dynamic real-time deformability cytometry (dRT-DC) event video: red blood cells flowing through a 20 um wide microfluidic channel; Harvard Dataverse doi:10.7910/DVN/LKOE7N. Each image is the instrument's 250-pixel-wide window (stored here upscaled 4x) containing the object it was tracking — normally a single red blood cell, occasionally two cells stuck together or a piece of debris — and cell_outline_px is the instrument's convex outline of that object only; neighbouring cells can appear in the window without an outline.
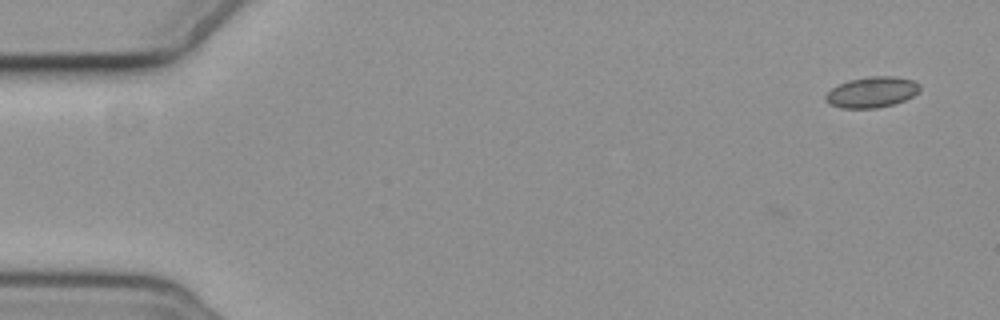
{"species": "common noctule bat (a hibernating species)", "species_latin": "Nyctalus noctula", "temperature_condition": "cold", "stored_images_in_passage": 5, "camera_frame_rate_fps": 3000, "um_per_image_px": 0.085, "animal": {"sex": "female", "body_mass_g": 19.3, "forearm_length_mm": 54.1}, "frame": {"image": 1, "passage_image": 1, "time_ms": 0.0, "image_size_px": [1000, 320], "cell_outline_px": [[920, 88], [912, 96], [904, 100], [892, 104], [876, 108], [840, 108], [828, 104], [824, 100], [824, 96], [832, 88], [848, 80], [868, 76], [892, 76], [912, 80], [920, 84]], "centroid_in_image_um": [74.06, 7.83], "position_along_channel_um": 10.9, "area_um2": 16.82}}
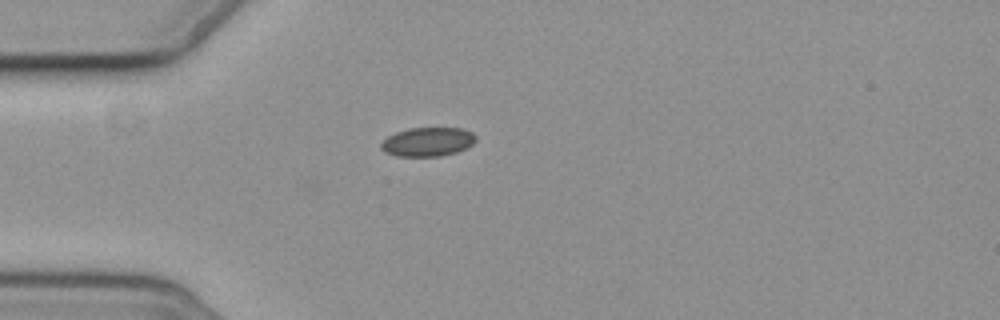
{"frame": {"image": 2, "passage_image": 4, "time_ms": 4.333, "image_size_px": [1000, 320], "cell_outline_px": [[476, 140], [472, 144], [456, 152], [440, 156], [396, 156], [384, 152], [380, 148], [380, 144], [388, 136], [396, 132], [408, 128], [464, 128], [472, 132], [476, 136]], "centroid_in_image_um": [36.34, 12.05], "position_along_channel_um": 48.7, "area_um2": 16.01}}